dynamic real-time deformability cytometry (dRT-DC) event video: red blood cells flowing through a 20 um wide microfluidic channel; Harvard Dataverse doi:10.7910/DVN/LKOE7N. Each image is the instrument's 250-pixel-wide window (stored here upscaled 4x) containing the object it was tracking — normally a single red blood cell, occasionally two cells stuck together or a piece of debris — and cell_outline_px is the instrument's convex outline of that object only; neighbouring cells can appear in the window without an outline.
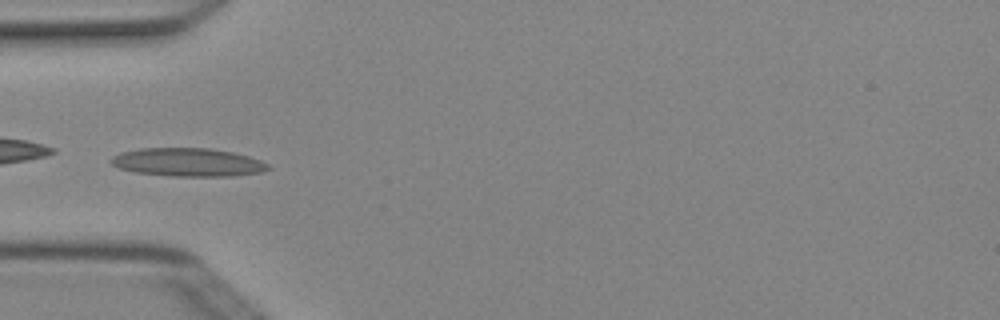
{"species": "Egyptian fruit bat (a non-hibernating species)", "species_latin": "Rousettus aegyptiacus", "temperature_condition": "cold", "stored_images_in_passage": 4, "camera_frame_rate_fps": 3000, "um_per_image_px": 0.085, "animal": {"sex": "female"}, "frame": {"image": 1, "passage_image": 3, "time_ms": 0.667, "image_size_px": [1000, 320], "cell_outline_px": [[272, 168], [264, 172], [232, 176], [172, 176], [136, 172], [120, 168], [112, 164], [108, 160], [112, 156], [120, 152], [140, 148], [212, 148], [232, 152], [248, 156], [260, 160], [268, 164]], "centroid_in_image_um": [15.98, 13.79], "position_along_channel_um": 69.0, "area_um2": 26.07}}
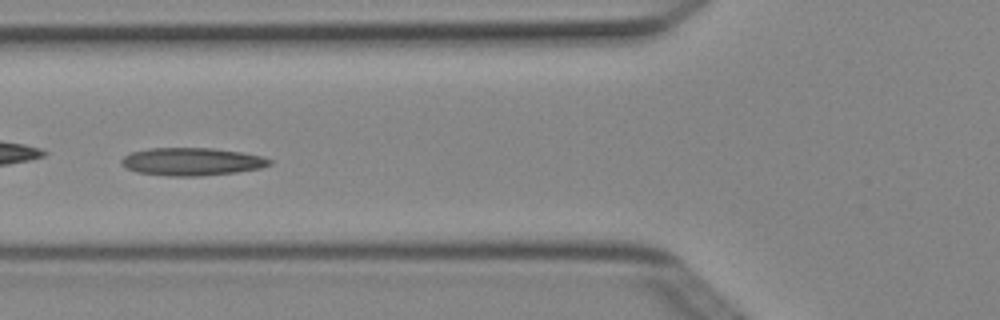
{"frame": {"image": 2, "passage_image": 4, "time_ms": 1.0, "image_size_px": [1000, 320], "cell_outline_px": [[272, 164], [260, 168], [236, 172], [200, 176], [168, 176], [136, 172], [120, 164], [120, 160], [124, 156], [132, 152], [148, 148], [212, 148], [240, 152], [264, 156], [272, 160]], "centroid_in_image_um": [16.3, 13.74], "position_along_channel_um": 109.5, "area_um2": 24.04}}